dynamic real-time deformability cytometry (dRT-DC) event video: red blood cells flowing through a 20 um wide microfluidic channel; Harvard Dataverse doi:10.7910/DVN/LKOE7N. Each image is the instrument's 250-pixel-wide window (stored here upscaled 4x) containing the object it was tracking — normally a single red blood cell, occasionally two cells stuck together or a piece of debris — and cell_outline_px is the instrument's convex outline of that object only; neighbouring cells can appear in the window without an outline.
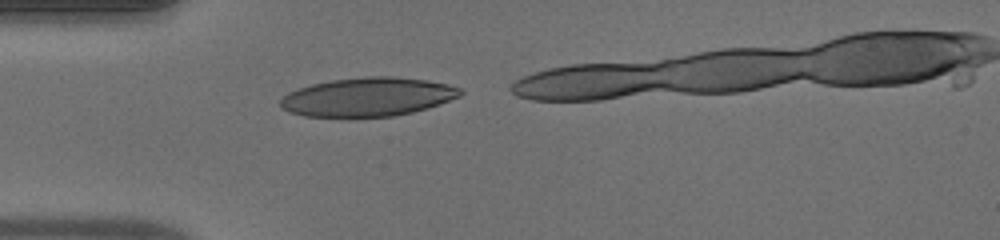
{"species": "human", "species_latin": "Homo sapiens", "temperature_condition": "warm", "stored_images_in_passage": 6, "camera_frame_rate_fps": 3000, "um_per_image_px": 0.085, "donor": {"sex": "male"}, "frame": {"image": 1, "passage_image": 1, "time_ms": 0.0, "image_size_px": [1000, 240], "cell_outline_px": [[464, 92], [460, 96], [440, 104], [428, 108], [412, 112], [392, 116], [304, 116], [288, 112], [280, 108], [280, 100], [288, 92], [296, 88], [312, 84], [332, 80], [364, 76], [392, 76], [428, 80], [448, 84], [460, 88]], "centroid_in_image_um": [31.26, 8.23], "position_along_channel_um": 53.7, "area_um2": 40.69}}